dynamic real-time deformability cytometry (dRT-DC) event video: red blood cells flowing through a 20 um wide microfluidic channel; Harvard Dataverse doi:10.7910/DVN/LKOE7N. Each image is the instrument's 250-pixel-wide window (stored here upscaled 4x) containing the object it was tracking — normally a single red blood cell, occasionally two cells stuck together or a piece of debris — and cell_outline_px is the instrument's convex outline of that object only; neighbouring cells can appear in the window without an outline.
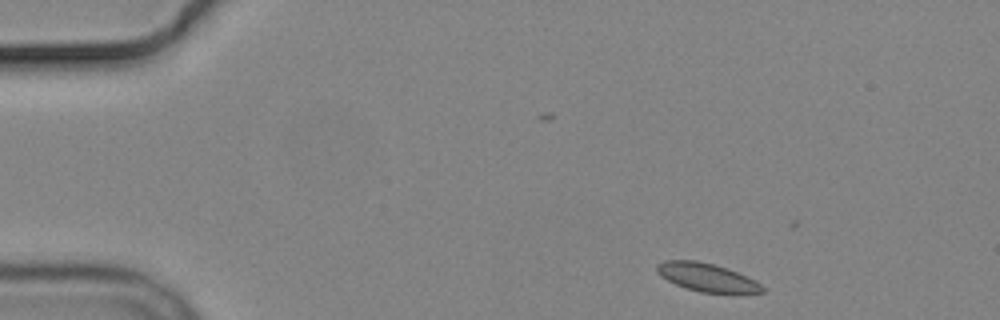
{"species": "common noctule bat (a hibernating species)", "species_latin": "Nyctalus noctula", "temperature_condition": "cold", "stored_images_in_passage": 4, "camera_frame_rate_fps": 3000, "um_per_image_px": 0.085, "animal": {"sex": "male", "body_mass_g": 19.2, "forearm_length_mm": 51.8}, "frame": {"image": 1, "passage_image": 1, "time_ms": 0.0, "image_size_px": [1000, 320], "cell_outline_px": [[764, 292], [700, 292], [676, 284], [660, 276], [656, 272], [656, 264], [664, 260], [696, 260], [712, 264], [736, 272], [760, 284], [764, 288]], "centroid_in_image_um": [59.98, 23.55], "position_along_channel_um": 25.0, "area_um2": 16.76}}